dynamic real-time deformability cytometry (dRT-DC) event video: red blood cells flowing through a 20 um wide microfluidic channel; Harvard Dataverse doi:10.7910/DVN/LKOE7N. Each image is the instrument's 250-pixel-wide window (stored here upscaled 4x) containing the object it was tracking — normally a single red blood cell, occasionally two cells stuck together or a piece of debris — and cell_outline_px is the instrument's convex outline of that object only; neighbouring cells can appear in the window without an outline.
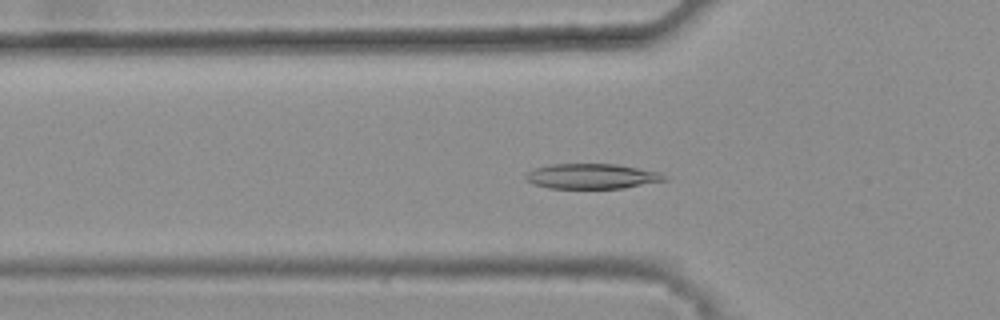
{"species": "common noctule bat (a hibernating species)", "species_latin": "Nyctalus noctula", "temperature_condition": "warm", "stored_images_in_passage": 45, "camera_frame_rate_fps": 3000, "um_per_image_px": 0.085, "animal": {"sex": "female", "body_mass_g": 25.1}, "frame": {"image": 1, "passage_image": 18, "time_ms": 5.667, "image_size_px": [1000, 320], "cell_outline_px": [[668, 180], [624, 188], [548, 188], [532, 184], [524, 180], [524, 176], [528, 172], [536, 168], [552, 164], [616, 164], [656, 172], [668, 176]], "centroid_in_image_um": [50.27, 14.99], "position_along_channel_um": 75.5, "area_um2": 20.23}}
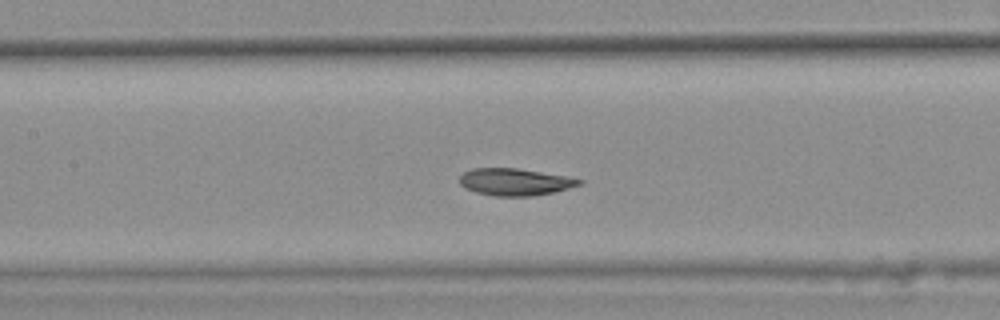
{"frame": {"image": 2, "passage_image": 25, "time_ms": 8.0, "image_size_px": [1000, 320], "cell_outline_px": [[584, 184], [552, 192], [532, 196], [496, 196], [476, 192], [464, 188], [460, 184], [460, 176], [464, 172], [472, 168], [516, 168], [568, 176], [584, 180]], "centroid_in_image_um": [43.79, 15.46], "position_along_channel_um": 163.6, "area_um2": 18.9}}
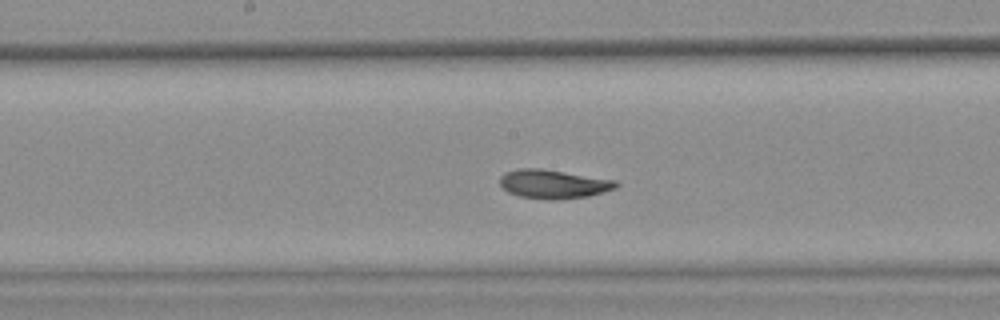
{"frame": {"image": 3, "passage_image": 28, "time_ms": 9.0, "image_size_px": [1000, 320], "cell_outline_px": [[620, 184], [616, 188], [588, 196], [552, 200], [544, 200], [520, 196], [508, 192], [500, 184], [500, 176], [504, 172], [516, 168], [540, 168], [616, 180]], "centroid_in_image_um": [47.02, 15.64], "position_along_channel_um": 201.2, "area_um2": 19.59}, "authors_computed_cell_mechanics": {"area_um2": 19.9988, "velocity_mm_per_s": 3.7668, "shape_relaxation_time_tau1_ms": 4.1892, "shape_relaxation_time_tau2_ms": 3.8159, "deformation_change_tau1": 0.1313, "deformation_change_tau2": 0.0831}}